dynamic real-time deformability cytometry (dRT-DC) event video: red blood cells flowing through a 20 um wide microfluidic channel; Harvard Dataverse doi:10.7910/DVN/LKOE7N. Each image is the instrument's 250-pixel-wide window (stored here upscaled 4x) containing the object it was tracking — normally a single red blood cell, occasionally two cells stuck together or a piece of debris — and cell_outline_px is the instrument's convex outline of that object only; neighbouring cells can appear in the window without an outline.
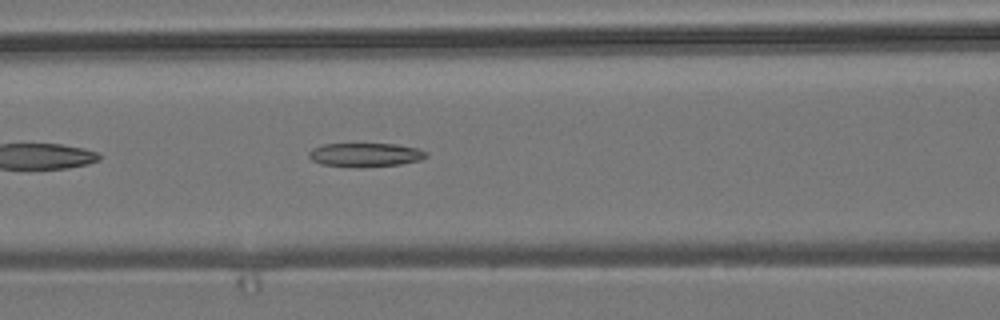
{"species": "common noctule bat (a hibernating species)", "species_latin": "Nyctalus noctula", "temperature_condition": "room temperature", "stored_images_in_passage": 39, "camera_frame_rate_fps": 3000, "um_per_image_px": 0.085, "animal": {"sex": "male", "body_mass_g": 19.2, "forearm_length_mm": 51.8}, "frame": {"image": 1, "passage_image": 8, "time_ms": 2.333, "image_size_px": [1000, 320], "cell_outline_px": [[428, 156], [420, 160], [400, 164], [320, 164], [312, 160], [308, 156], [308, 152], [312, 148], [324, 144], [396, 144], [416, 148], [428, 152]], "centroid_in_image_um": [31.07, 13.1], "position_along_channel_um": 135.5, "area_um2": 15.26}}
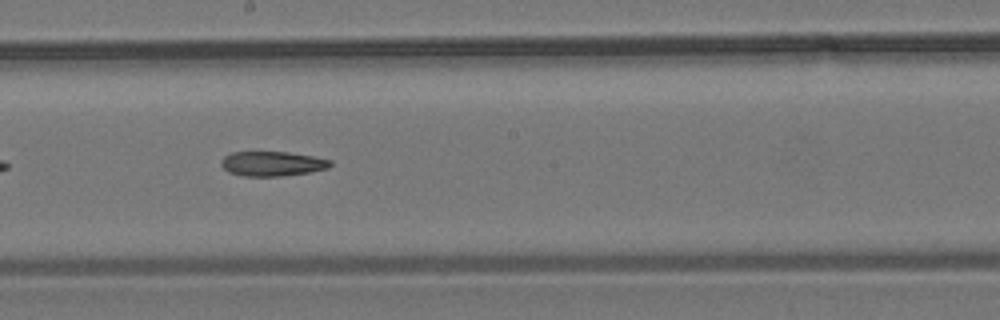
{"frame": {"image": 2, "passage_image": 15, "time_ms": 4.667, "image_size_px": [1000, 320], "cell_outline_px": [[332, 164], [328, 168], [308, 172], [280, 176], [244, 176], [228, 172], [220, 164], [220, 160], [224, 156], [232, 152], [288, 152], [312, 156], [332, 160]], "centroid_in_image_um": [23.12, 13.91], "position_along_channel_um": 225.1, "area_um2": 15.66}}
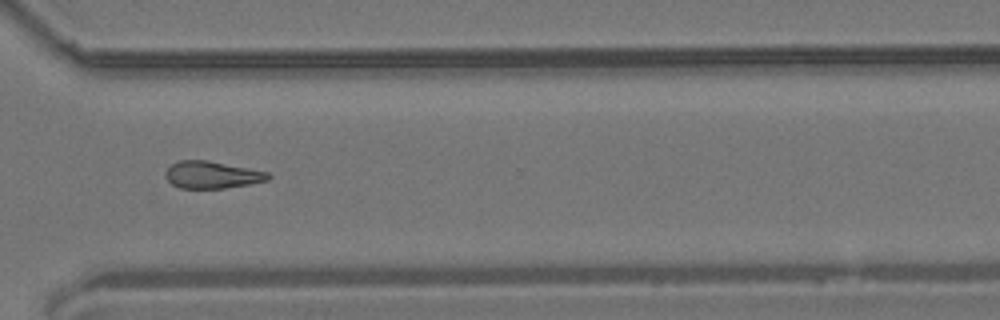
{"frame": {"image": 3, "passage_image": 25, "time_ms": 8.0, "image_size_px": [1000, 320], "cell_outline_px": [[272, 176], [268, 180], [248, 184], [224, 188], [180, 188], [172, 184], [164, 176], [164, 172], [172, 164], [180, 160], [208, 160], [268, 172]], "centroid_in_image_um": [18.0, 14.86], "position_along_channel_um": 352.6, "area_um2": 16.18}}